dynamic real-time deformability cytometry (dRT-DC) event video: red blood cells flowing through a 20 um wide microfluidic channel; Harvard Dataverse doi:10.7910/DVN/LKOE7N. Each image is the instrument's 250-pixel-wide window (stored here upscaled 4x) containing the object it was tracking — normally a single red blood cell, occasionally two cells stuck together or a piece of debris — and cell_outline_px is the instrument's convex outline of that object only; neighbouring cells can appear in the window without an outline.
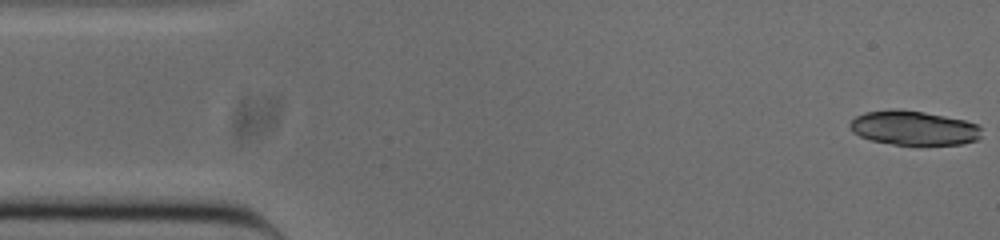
{"species": "common noctule bat (a hibernating species)", "species_latin": "Nyctalus noctula", "temperature_condition": "cold", "stored_images_in_passage": 16, "camera_frame_rate_fps": 3000, "um_per_image_px": 0.085, "animal": {"sex": "male", "body_mass_g": 20.0, "forearm_length_mm": 53.3}, "frame": {"image": 1, "passage_image": 1, "time_ms": 0.0, "image_size_px": [1000, 240], "cell_outline_px": [[980, 136], [976, 140], [964, 144], [892, 144], [872, 140], [860, 136], [852, 132], [848, 128], [848, 124], [856, 116], [864, 112], [892, 108], [900, 108], [924, 112], [964, 120], [976, 124], [980, 128]], "centroid_in_image_um": [77.6, 10.86], "position_along_channel_um": 7.4, "area_um2": 26.36}}